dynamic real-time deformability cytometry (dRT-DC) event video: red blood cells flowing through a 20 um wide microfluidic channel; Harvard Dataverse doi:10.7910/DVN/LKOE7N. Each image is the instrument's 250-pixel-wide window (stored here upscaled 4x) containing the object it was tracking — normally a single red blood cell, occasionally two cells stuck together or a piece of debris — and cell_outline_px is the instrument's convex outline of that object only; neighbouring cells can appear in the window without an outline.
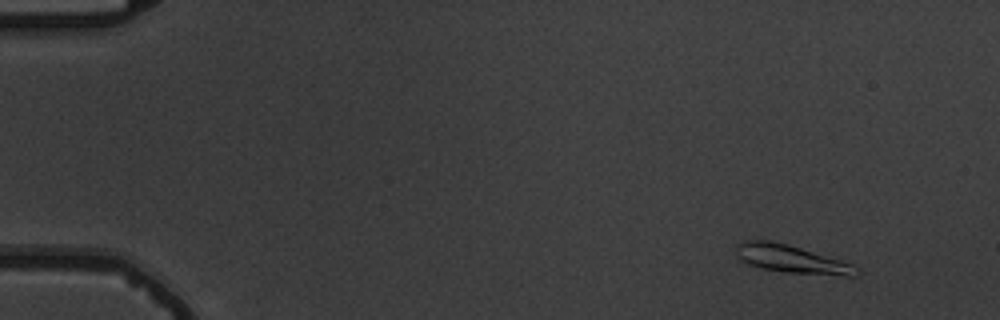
{"species": "common noctule bat (a hibernating species)", "species_latin": "Nyctalus noctula", "temperature_condition": "warm", "stored_images_in_passage": 6, "camera_frame_rate_fps": 3000, "um_per_image_px": 0.085, "animal": {"sex": "male", "body_mass_g": 19.5, "forearm_length_mm": 54.6}, "frame": {"image": 1, "passage_image": 2, "time_ms": 1.333, "image_size_px": [1000, 320], "cell_outline_px": [[860, 272], [856, 276], [844, 276], [784, 272], [760, 268], [748, 264], [740, 260], [736, 256], [736, 244], [744, 240], [768, 240], [788, 244], [840, 260], [852, 264], [860, 268]], "centroid_in_image_um": [67.26, 22.02], "position_along_channel_um": 17.7, "area_um2": 19.77}}
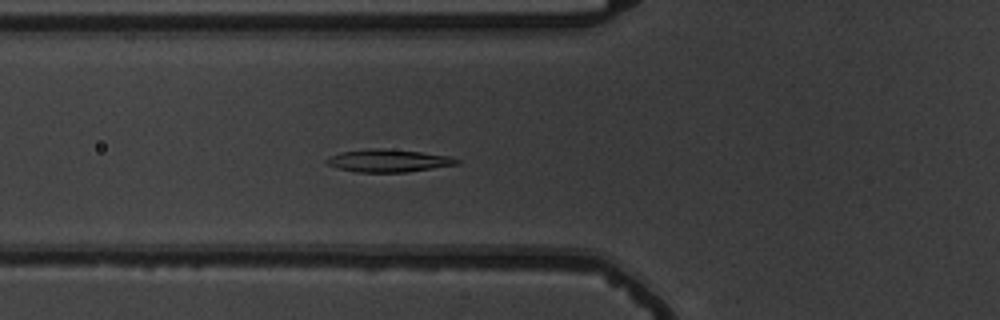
{"frame": {"image": 2, "passage_image": 6, "time_ms": 6.667, "image_size_px": [1000, 320], "cell_outline_px": [[460, 164], [408, 172], [356, 172], [340, 168], [328, 164], [324, 160], [340, 152], [372, 148], [380, 148], [420, 152], [452, 156], [460, 160]], "centroid_in_image_um": [33.08, 13.66], "position_along_channel_um": 92.7, "area_um2": 17.11}}